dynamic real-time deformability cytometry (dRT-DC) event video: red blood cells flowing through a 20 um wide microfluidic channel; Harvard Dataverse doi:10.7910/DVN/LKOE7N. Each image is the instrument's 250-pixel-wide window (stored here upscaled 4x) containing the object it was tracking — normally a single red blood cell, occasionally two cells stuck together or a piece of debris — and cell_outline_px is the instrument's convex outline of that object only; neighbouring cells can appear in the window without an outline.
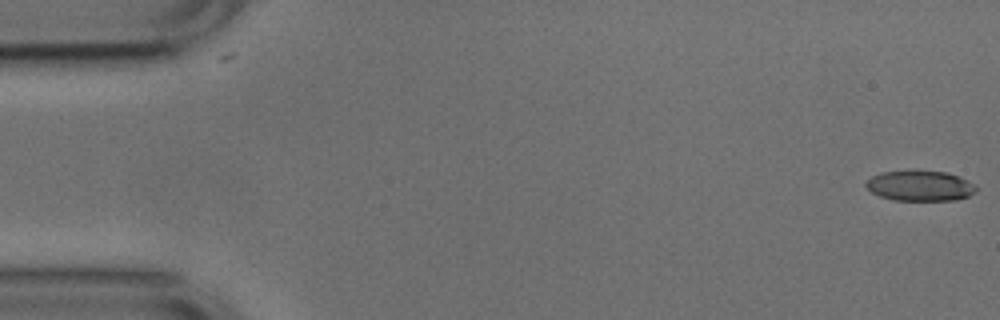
{"species": "common noctule bat (a hibernating species)", "species_latin": "Nyctalus noctula", "temperature_condition": "cold", "stored_images_in_passage": 53, "camera_frame_rate_fps": 3000, "um_per_image_px": 0.085, "animal": {"sex": "male", "body_mass_g": 17.9, "forearm_length_mm": 54.2}, "frame": {"image": 1, "passage_image": 1, "time_ms": 0.0, "image_size_px": [1000, 320], "cell_outline_px": [[976, 192], [968, 196], [956, 200], [892, 200], [880, 196], [872, 192], [864, 184], [872, 176], [880, 172], [948, 172], [960, 176], [976, 184]], "centroid_in_image_um": [78.24, 15.81], "position_along_channel_um": 6.8, "area_um2": 19.25}}
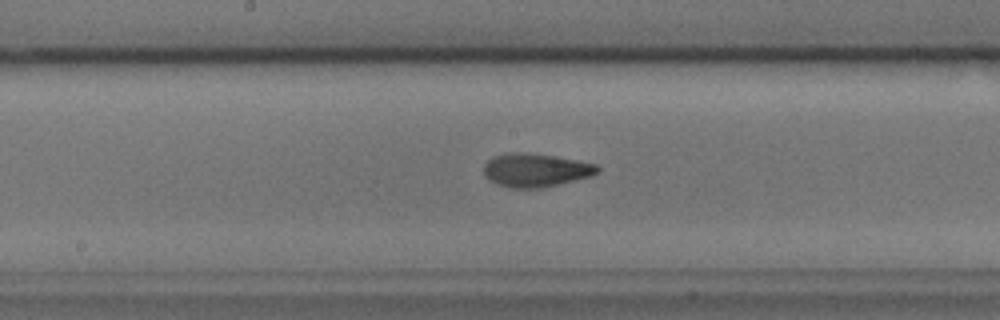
{"frame": {"image": 2, "passage_image": 27, "time_ms": 8.667, "image_size_px": [1000, 320], "cell_outline_px": [[600, 172], [592, 176], [540, 188], [512, 188], [488, 180], [484, 176], [484, 164], [492, 156], [508, 152], [528, 152], [556, 156], [596, 164], [600, 168]], "centroid_in_image_um": [45.52, 14.44], "position_along_channel_um": 202.7, "area_um2": 22.31}}
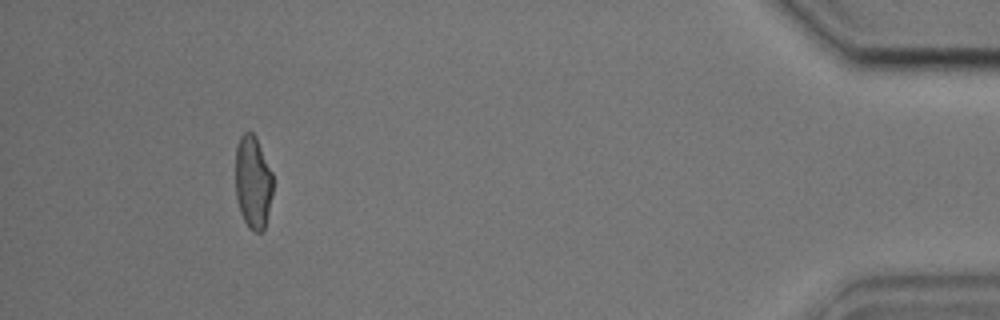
{"frame": {"image": 3, "passage_image": 49, "time_ms": 16.0, "image_size_px": [1000, 320], "cell_outline_px": [[272, 192], [268, 212], [264, 228], [260, 232], [252, 232], [248, 228], [240, 212], [236, 196], [236, 148], [240, 136], [244, 132], [252, 132], [256, 136], [272, 172]], "centroid_in_image_um": [21.49, 15.48], "position_along_channel_um": 413.7, "area_um2": 20.23}, "authors_computed_cell_mechanics": {"area_um2": 21.2704, "velocity_mm_per_s": 3.7717, "shape_relaxation_time_tau1_ms": 4.7705, "shape_relaxation_time_tau2_ms": 1.649, "deformation_change_tau1": 0.1465, "deformation_change_tau2": 0.0794}}